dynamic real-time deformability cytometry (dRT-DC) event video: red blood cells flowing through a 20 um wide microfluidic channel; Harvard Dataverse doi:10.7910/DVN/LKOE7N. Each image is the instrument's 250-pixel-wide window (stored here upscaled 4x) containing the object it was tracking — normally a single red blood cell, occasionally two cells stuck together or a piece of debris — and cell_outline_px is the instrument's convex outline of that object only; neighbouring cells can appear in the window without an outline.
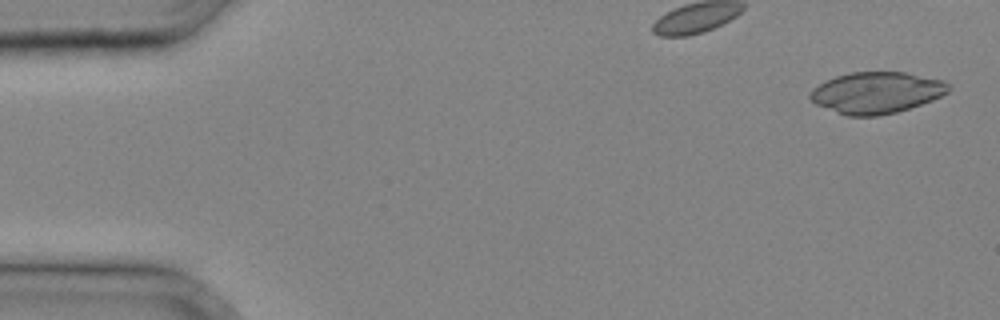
{"species": "common noctule bat (a hibernating species)", "species_latin": "Nyctalus noctula", "temperature_condition": "cold", "stored_images_in_passage": 12, "camera_frame_rate_fps": 3000, "um_per_image_px": 0.085, "animal": {"sex": "male", "body_mass_g": 20.4}, "frame": {"image": 1, "passage_image": 1, "time_ms": 0.0, "image_size_px": [1000, 320], "cell_outline_px": [[952, 88], [948, 92], [932, 100], [896, 112], [876, 116], [848, 116], [816, 104], [808, 96], [808, 92], [812, 88], [836, 76], [852, 72], [904, 72], [944, 80]], "centroid_in_image_um": [74.5, 7.87], "position_along_channel_um": 10.5, "area_um2": 33.18}}